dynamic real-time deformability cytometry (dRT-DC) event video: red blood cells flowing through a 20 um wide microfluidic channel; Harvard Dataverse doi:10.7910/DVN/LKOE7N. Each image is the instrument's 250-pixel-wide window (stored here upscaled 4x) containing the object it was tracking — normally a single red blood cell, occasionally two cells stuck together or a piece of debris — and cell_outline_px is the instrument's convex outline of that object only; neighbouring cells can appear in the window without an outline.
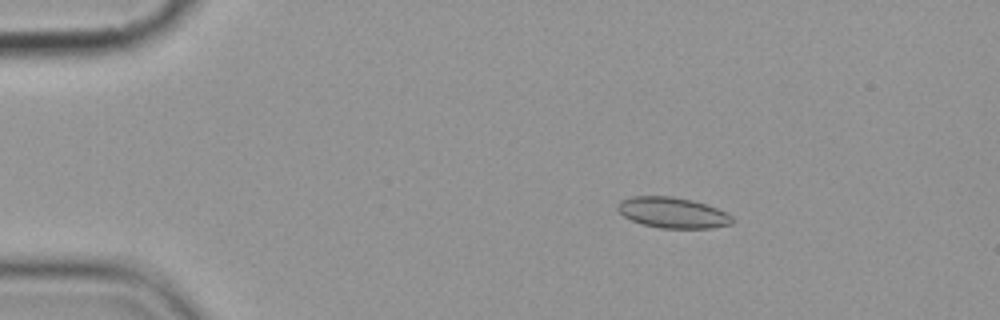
{"species": "common noctule bat (a hibernating species)", "species_latin": "Nyctalus noctula", "temperature_condition": "cold", "stored_images_in_passage": 4, "camera_frame_rate_fps": 3000, "um_per_image_px": 0.085, "animal": {"sex": "female", "body_mass_g": 19.9}, "frame": {"image": 1, "passage_image": 2, "time_ms": 1.333, "image_size_px": [1000, 320], "cell_outline_px": [[732, 224], [712, 228], [660, 228], [640, 224], [624, 216], [616, 208], [616, 204], [620, 200], [632, 196], [672, 196], [692, 200], [716, 208], [732, 216]], "centroid_in_image_um": [57.13, 18.07], "position_along_channel_um": 27.9, "area_um2": 20.52}}